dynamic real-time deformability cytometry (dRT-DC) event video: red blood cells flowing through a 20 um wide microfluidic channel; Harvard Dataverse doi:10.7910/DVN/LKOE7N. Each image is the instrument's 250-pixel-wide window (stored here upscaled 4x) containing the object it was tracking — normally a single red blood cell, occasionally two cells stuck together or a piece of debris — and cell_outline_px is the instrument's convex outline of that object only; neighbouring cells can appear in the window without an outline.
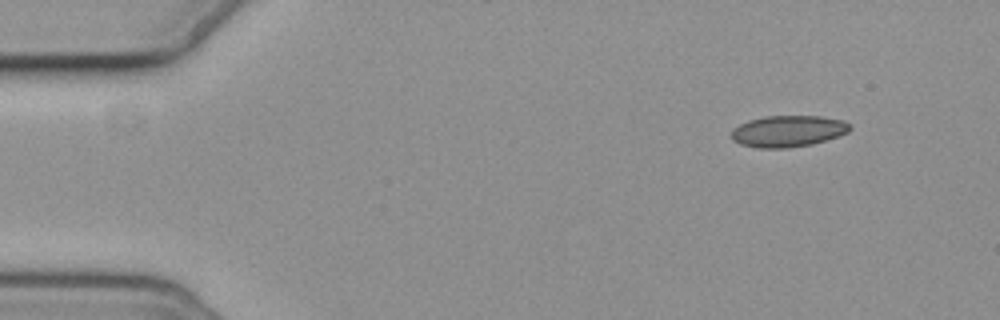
{"species": "common noctule bat (a hibernating species)", "species_latin": "Nyctalus noctula", "temperature_condition": "cold", "stored_images_in_passage": 4, "camera_frame_rate_fps": 3000, "um_per_image_px": 0.085, "animal": {"sex": "female", "body_mass_g": 19.3, "forearm_length_mm": 54.1}, "frame": {"image": 1, "passage_image": 1, "time_ms": 0.0, "image_size_px": [1000, 320], "cell_outline_px": [[852, 128], [848, 132], [812, 144], [788, 148], [756, 148], [740, 144], [732, 140], [732, 128], [748, 120], [764, 116], [820, 116], [844, 120], [852, 124]], "centroid_in_image_um": [66.97, 11.14], "position_along_channel_um": 18.0, "area_um2": 21.85}}
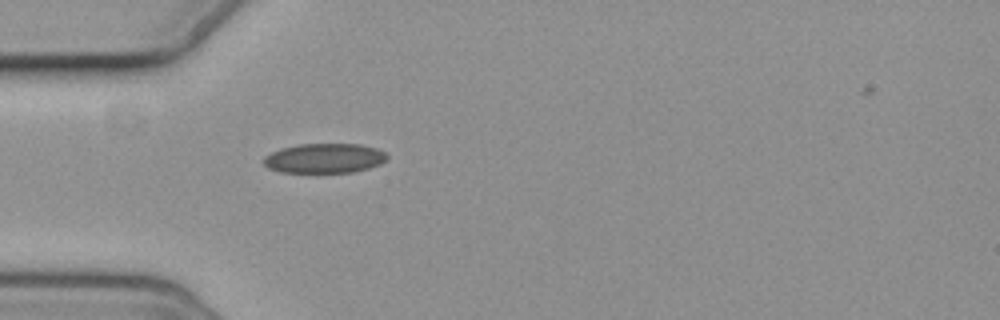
{"frame": {"image": 2, "passage_image": 4, "time_ms": 3.667, "image_size_px": [1000, 320], "cell_outline_px": [[388, 156], [380, 164], [368, 168], [352, 172], [280, 172], [268, 168], [264, 164], [264, 156], [280, 148], [296, 144], [360, 144], [376, 148], [384, 152]], "centroid_in_image_um": [27.55, 13.44], "position_along_channel_um": 57.5, "area_um2": 21.27}}